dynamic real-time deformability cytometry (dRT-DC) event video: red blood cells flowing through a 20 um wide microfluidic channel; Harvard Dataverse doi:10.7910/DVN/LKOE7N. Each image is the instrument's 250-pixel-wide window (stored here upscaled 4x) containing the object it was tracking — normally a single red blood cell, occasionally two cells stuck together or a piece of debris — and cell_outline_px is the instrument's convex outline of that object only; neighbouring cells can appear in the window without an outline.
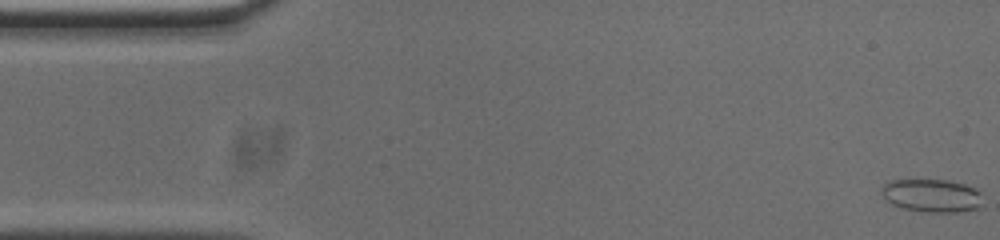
{"species": "common noctule bat (a hibernating species)", "species_latin": "Nyctalus noctula", "temperature_condition": "cold", "stored_images_in_passage": 14, "camera_frame_rate_fps": 3000, "um_per_image_px": 0.085, "animal": {"sex": "male", "body_mass_g": 20.0, "forearm_length_mm": 53.3}, "frame": {"image": 1, "passage_image": 1, "time_ms": 0.0, "image_size_px": [1000, 240], "cell_outline_px": [[984, 208], [960, 212], [924, 212], [904, 208], [892, 204], [884, 200], [880, 196], [880, 188], [888, 180], [948, 180], [964, 184], [976, 188], [980, 192], [984, 204]], "centroid_in_image_um": [79.22, 16.63], "position_along_channel_um": 5.8, "area_um2": 20.11}}